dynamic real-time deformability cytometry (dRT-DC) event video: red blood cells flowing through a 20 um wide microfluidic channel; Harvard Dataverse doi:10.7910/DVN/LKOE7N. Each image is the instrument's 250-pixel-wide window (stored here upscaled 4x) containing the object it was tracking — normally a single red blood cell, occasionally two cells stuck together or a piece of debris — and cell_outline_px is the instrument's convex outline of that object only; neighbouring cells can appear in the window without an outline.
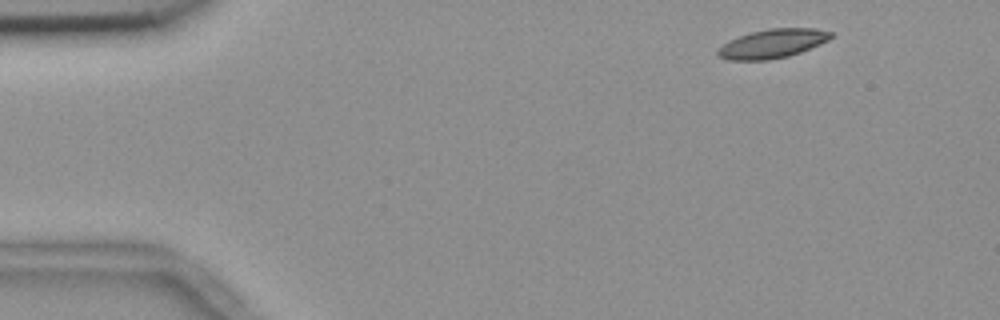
{"species": "common noctule bat (a hibernating species)", "species_latin": "Nyctalus noctula", "temperature_condition": "room temperature", "stored_images_in_passage": 3, "camera_frame_rate_fps": 3000, "um_per_image_px": 0.085, "animal": {"sex": "female", "body_mass_g": 18.4}, "frame": {"image": 1, "passage_image": 1, "time_ms": 0.0, "image_size_px": [1000, 320], "cell_outline_px": [[836, 36], [820, 44], [800, 52], [788, 56], [768, 60], [728, 60], [716, 56], [716, 48], [728, 40], [752, 32], [768, 28], [816, 28], [832, 32]], "centroid_in_image_um": [65.64, 3.71], "position_along_channel_um": 19.4, "area_um2": 19.31}}